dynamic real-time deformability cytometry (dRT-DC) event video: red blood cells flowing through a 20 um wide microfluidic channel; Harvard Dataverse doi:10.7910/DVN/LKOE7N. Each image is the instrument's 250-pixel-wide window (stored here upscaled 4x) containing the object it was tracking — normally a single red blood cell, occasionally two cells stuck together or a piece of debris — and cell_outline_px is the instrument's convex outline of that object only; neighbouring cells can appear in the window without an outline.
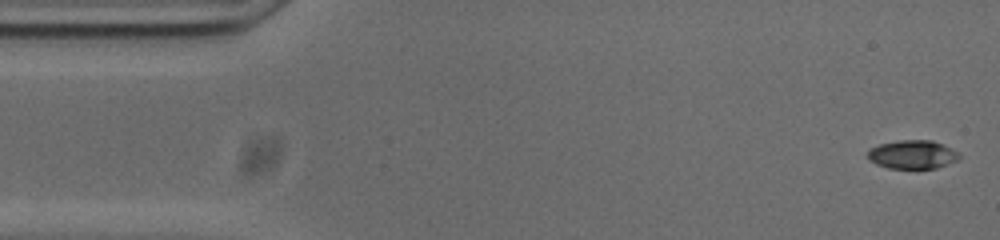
{"species": "common noctule bat (a hibernating species)", "species_latin": "Nyctalus noctula", "temperature_condition": "cold", "stored_images_in_passage": 36, "camera_frame_rate_fps": 3000, "um_per_image_px": 0.085, "animal": {"sex": "male", "body_mass_g": 20.0, "forearm_length_mm": 53.3}, "frame": {"image": 1, "passage_image": 1, "time_ms": 0.0, "image_size_px": [1000, 240], "cell_outline_px": [[960, 160], [936, 168], [888, 168], [876, 164], [868, 160], [868, 148], [880, 144], [900, 140], [932, 140], [956, 152], [960, 156]], "centroid_in_image_um": [77.52, 13.14], "position_along_channel_um": 7.5, "area_um2": 15.14}}
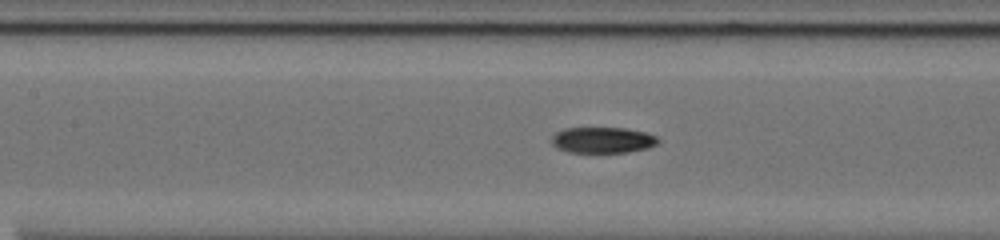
{"frame": {"image": 2, "passage_image": 22, "time_ms": 7.0, "image_size_px": [1000, 240], "cell_outline_px": [[660, 140], [656, 144], [648, 148], [628, 152], [568, 152], [556, 148], [552, 144], [552, 136], [556, 132], [564, 128], [624, 128], [644, 132], [656, 136]], "centroid_in_image_um": [51.21, 11.9], "position_along_channel_um": 156.2, "area_um2": 16.07}}
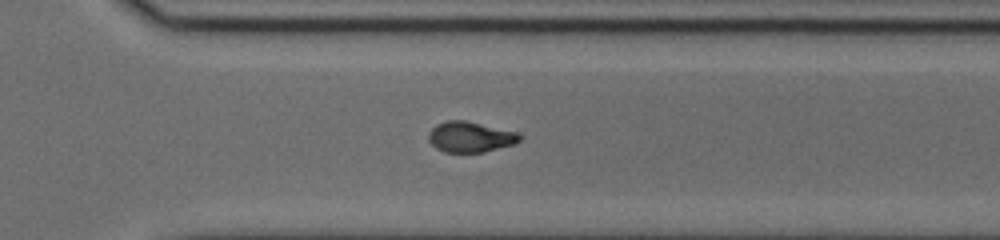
{"frame": {"image": 3, "passage_image": 36, "time_ms": 11.667, "image_size_px": [1000, 240], "cell_outline_px": [[524, 136], [516, 144], [484, 152], [444, 152], [436, 148], [428, 140], [428, 132], [436, 124], [448, 120], [464, 120], [516, 132]], "centroid_in_image_um": [39.98, 11.64], "position_along_channel_um": 330.6, "area_um2": 16.3}}